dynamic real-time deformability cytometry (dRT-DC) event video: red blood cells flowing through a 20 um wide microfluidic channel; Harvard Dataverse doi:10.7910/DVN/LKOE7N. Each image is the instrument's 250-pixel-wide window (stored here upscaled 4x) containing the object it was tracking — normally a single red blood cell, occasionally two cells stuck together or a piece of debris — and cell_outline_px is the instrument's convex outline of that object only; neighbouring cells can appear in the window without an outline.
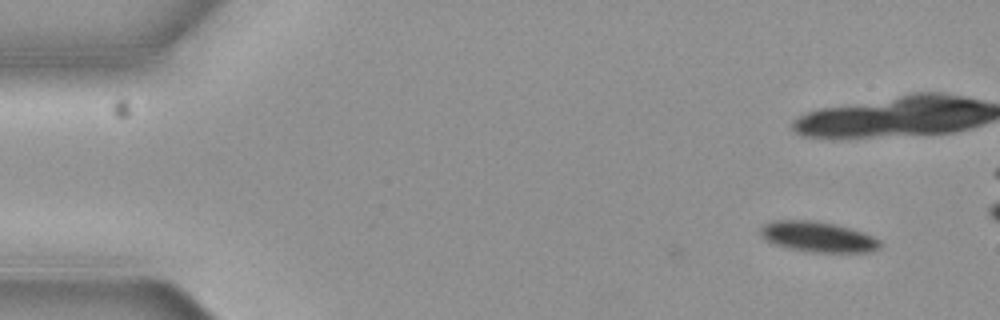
{"species": "common noctule bat (a hibernating species)", "species_latin": "Nyctalus noctula", "temperature_condition": "cold", "stored_images_in_passage": 13, "camera_frame_rate_fps": 3000, "um_per_image_px": 0.085, "animal": {"sex": "female", "body_mass_g": 19.3, "forearm_length_mm": 54.1}, "frame": {"image": 1, "passage_image": 2, "time_ms": 0.333, "image_size_px": [1000, 320], "cell_outline_px": [[880, 248], [868, 252], [812, 252], [788, 248], [772, 244], [764, 240], [760, 232], [760, 228], [764, 224], [772, 220], [816, 220], [836, 224], [864, 232], [880, 240]], "centroid_in_image_um": [69.49, 20.12], "position_along_channel_um": 15.5, "area_um2": 21.44}}